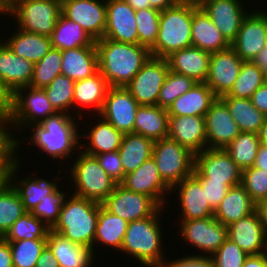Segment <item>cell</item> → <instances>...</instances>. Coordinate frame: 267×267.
<instances>
[{"label": "cell", "mask_w": 267, "mask_h": 267, "mask_svg": "<svg viewBox=\"0 0 267 267\" xmlns=\"http://www.w3.org/2000/svg\"><path fill=\"white\" fill-rule=\"evenodd\" d=\"M255 203L250 195L241 186L231 187L219 206L214 211V218L224 226H229L235 221L253 213Z\"/></svg>", "instance_id": "cell-34"}, {"label": "cell", "mask_w": 267, "mask_h": 267, "mask_svg": "<svg viewBox=\"0 0 267 267\" xmlns=\"http://www.w3.org/2000/svg\"><path fill=\"white\" fill-rule=\"evenodd\" d=\"M61 6H63L65 3L73 1V0H56Z\"/></svg>", "instance_id": "cell-71"}, {"label": "cell", "mask_w": 267, "mask_h": 267, "mask_svg": "<svg viewBox=\"0 0 267 267\" xmlns=\"http://www.w3.org/2000/svg\"><path fill=\"white\" fill-rule=\"evenodd\" d=\"M109 87L110 86L108 85L106 79L99 71L91 77L76 81L74 87L73 107L80 110L77 111L78 113L74 115V117H81L79 119L83 120V112L81 113L80 111L83 108L85 109V107H91V111L94 108V112H97L99 115L103 108Z\"/></svg>", "instance_id": "cell-31"}, {"label": "cell", "mask_w": 267, "mask_h": 267, "mask_svg": "<svg viewBox=\"0 0 267 267\" xmlns=\"http://www.w3.org/2000/svg\"><path fill=\"white\" fill-rule=\"evenodd\" d=\"M177 259H164L160 267H215L211 255L194 254Z\"/></svg>", "instance_id": "cell-56"}, {"label": "cell", "mask_w": 267, "mask_h": 267, "mask_svg": "<svg viewBox=\"0 0 267 267\" xmlns=\"http://www.w3.org/2000/svg\"><path fill=\"white\" fill-rule=\"evenodd\" d=\"M75 120L73 113L72 115L56 113L39 124L30 125L29 130L31 128L32 133L29 135L28 144L35 145L39 151L41 150L40 152H45L51 159H59L62 163L63 160L68 161V158L77 155L81 147L80 123Z\"/></svg>", "instance_id": "cell-2"}, {"label": "cell", "mask_w": 267, "mask_h": 267, "mask_svg": "<svg viewBox=\"0 0 267 267\" xmlns=\"http://www.w3.org/2000/svg\"><path fill=\"white\" fill-rule=\"evenodd\" d=\"M139 104L126 87H109L99 113L123 134L134 133V122Z\"/></svg>", "instance_id": "cell-14"}, {"label": "cell", "mask_w": 267, "mask_h": 267, "mask_svg": "<svg viewBox=\"0 0 267 267\" xmlns=\"http://www.w3.org/2000/svg\"><path fill=\"white\" fill-rule=\"evenodd\" d=\"M76 156L68 170L73 179V188L75 186L72 194L102 204L113 192L117 182L104 171L95 156L82 150Z\"/></svg>", "instance_id": "cell-6"}, {"label": "cell", "mask_w": 267, "mask_h": 267, "mask_svg": "<svg viewBox=\"0 0 267 267\" xmlns=\"http://www.w3.org/2000/svg\"><path fill=\"white\" fill-rule=\"evenodd\" d=\"M8 5H10L14 0H4Z\"/></svg>", "instance_id": "cell-74"}, {"label": "cell", "mask_w": 267, "mask_h": 267, "mask_svg": "<svg viewBox=\"0 0 267 267\" xmlns=\"http://www.w3.org/2000/svg\"><path fill=\"white\" fill-rule=\"evenodd\" d=\"M154 141L136 133H126L118 150L125 174L137 170L152 157Z\"/></svg>", "instance_id": "cell-38"}, {"label": "cell", "mask_w": 267, "mask_h": 267, "mask_svg": "<svg viewBox=\"0 0 267 267\" xmlns=\"http://www.w3.org/2000/svg\"><path fill=\"white\" fill-rule=\"evenodd\" d=\"M243 61L234 49L211 53L205 83L217 97L226 95L237 80Z\"/></svg>", "instance_id": "cell-18"}, {"label": "cell", "mask_w": 267, "mask_h": 267, "mask_svg": "<svg viewBox=\"0 0 267 267\" xmlns=\"http://www.w3.org/2000/svg\"><path fill=\"white\" fill-rule=\"evenodd\" d=\"M34 71V63L14 54L0 40V79L13 93L16 89L29 86Z\"/></svg>", "instance_id": "cell-28"}, {"label": "cell", "mask_w": 267, "mask_h": 267, "mask_svg": "<svg viewBox=\"0 0 267 267\" xmlns=\"http://www.w3.org/2000/svg\"><path fill=\"white\" fill-rule=\"evenodd\" d=\"M47 245L52 250L59 267H91L96 254L91 248L73 243L61 234L50 230Z\"/></svg>", "instance_id": "cell-30"}, {"label": "cell", "mask_w": 267, "mask_h": 267, "mask_svg": "<svg viewBox=\"0 0 267 267\" xmlns=\"http://www.w3.org/2000/svg\"><path fill=\"white\" fill-rule=\"evenodd\" d=\"M152 158L170 188L193 174L195 154L170 138L154 141Z\"/></svg>", "instance_id": "cell-9"}, {"label": "cell", "mask_w": 267, "mask_h": 267, "mask_svg": "<svg viewBox=\"0 0 267 267\" xmlns=\"http://www.w3.org/2000/svg\"><path fill=\"white\" fill-rule=\"evenodd\" d=\"M169 115L158 105H139L134 122V133L153 141L168 138Z\"/></svg>", "instance_id": "cell-35"}, {"label": "cell", "mask_w": 267, "mask_h": 267, "mask_svg": "<svg viewBox=\"0 0 267 267\" xmlns=\"http://www.w3.org/2000/svg\"><path fill=\"white\" fill-rule=\"evenodd\" d=\"M168 138L197 154L207 149L205 117L169 116Z\"/></svg>", "instance_id": "cell-23"}, {"label": "cell", "mask_w": 267, "mask_h": 267, "mask_svg": "<svg viewBox=\"0 0 267 267\" xmlns=\"http://www.w3.org/2000/svg\"><path fill=\"white\" fill-rule=\"evenodd\" d=\"M160 13L161 11L152 7L138 10L135 13L139 45L149 50L155 45L157 40Z\"/></svg>", "instance_id": "cell-49"}, {"label": "cell", "mask_w": 267, "mask_h": 267, "mask_svg": "<svg viewBox=\"0 0 267 267\" xmlns=\"http://www.w3.org/2000/svg\"><path fill=\"white\" fill-rule=\"evenodd\" d=\"M135 11L150 8L149 0H125Z\"/></svg>", "instance_id": "cell-67"}, {"label": "cell", "mask_w": 267, "mask_h": 267, "mask_svg": "<svg viewBox=\"0 0 267 267\" xmlns=\"http://www.w3.org/2000/svg\"><path fill=\"white\" fill-rule=\"evenodd\" d=\"M264 83L267 85V71L264 72Z\"/></svg>", "instance_id": "cell-72"}, {"label": "cell", "mask_w": 267, "mask_h": 267, "mask_svg": "<svg viewBox=\"0 0 267 267\" xmlns=\"http://www.w3.org/2000/svg\"><path fill=\"white\" fill-rule=\"evenodd\" d=\"M264 84V72L252 61H243L237 80L231 90L221 97L251 99L253 93Z\"/></svg>", "instance_id": "cell-42"}, {"label": "cell", "mask_w": 267, "mask_h": 267, "mask_svg": "<svg viewBox=\"0 0 267 267\" xmlns=\"http://www.w3.org/2000/svg\"><path fill=\"white\" fill-rule=\"evenodd\" d=\"M70 195H68L69 199L65 200L58 220L51 230L93 251L101 204L74 194Z\"/></svg>", "instance_id": "cell-4"}, {"label": "cell", "mask_w": 267, "mask_h": 267, "mask_svg": "<svg viewBox=\"0 0 267 267\" xmlns=\"http://www.w3.org/2000/svg\"><path fill=\"white\" fill-rule=\"evenodd\" d=\"M265 38H266V45H267V29H266V37Z\"/></svg>", "instance_id": "cell-75"}, {"label": "cell", "mask_w": 267, "mask_h": 267, "mask_svg": "<svg viewBox=\"0 0 267 267\" xmlns=\"http://www.w3.org/2000/svg\"><path fill=\"white\" fill-rule=\"evenodd\" d=\"M15 30L12 37L4 40V43L17 56L28 59L35 64L53 48L48 36L26 32L19 28Z\"/></svg>", "instance_id": "cell-36"}, {"label": "cell", "mask_w": 267, "mask_h": 267, "mask_svg": "<svg viewBox=\"0 0 267 267\" xmlns=\"http://www.w3.org/2000/svg\"><path fill=\"white\" fill-rule=\"evenodd\" d=\"M163 209L160 207L152 216L128 223L120 251L132 255L144 267H160L167 259L164 257L163 228L160 225Z\"/></svg>", "instance_id": "cell-3"}, {"label": "cell", "mask_w": 267, "mask_h": 267, "mask_svg": "<svg viewBox=\"0 0 267 267\" xmlns=\"http://www.w3.org/2000/svg\"><path fill=\"white\" fill-rule=\"evenodd\" d=\"M52 47L61 51L77 47H96L95 41L84 29L60 14L55 29L50 36Z\"/></svg>", "instance_id": "cell-39"}, {"label": "cell", "mask_w": 267, "mask_h": 267, "mask_svg": "<svg viewBox=\"0 0 267 267\" xmlns=\"http://www.w3.org/2000/svg\"><path fill=\"white\" fill-rule=\"evenodd\" d=\"M242 0H201L198 5L220 30L231 45L238 34L241 23L248 14ZM245 7V8H244Z\"/></svg>", "instance_id": "cell-16"}, {"label": "cell", "mask_w": 267, "mask_h": 267, "mask_svg": "<svg viewBox=\"0 0 267 267\" xmlns=\"http://www.w3.org/2000/svg\"><path fill=\"white\" fill-rule=\"evenodd\" d=\"M102 205L128 223L152 216L160 206L149 196L133 192L117 183Z\"/></svg>", "instance_id": "cell-13"}, {"label": "cell", "mask_w": 267, "mask_h": 267, "mask_svg": "<svg viewBox=\"0 0 267 267\" xmlns=\"http://www.w3.org/2000/svg\"><path fill=\"white\" fill-rule=\"evenodd\" d=\"M254 166L267 171V147H264L261 144L256 155Z\"/></svg>", "instance_id": "cell-64"}, {"label": "cell", "mask_w": 267, "mask_h": 267, "mask_svg": "<svg viewBox=\"0 0 267 267\" xmlns=\"http://www.w3.org/2000/svg\"><path fill=\"white\" fill-rule=\"evenodd\" d=\"M0 267H13L12 252L9 242L0 237Z\"/></svg>", "instance_id": "cell-60"}, {"label": "cell", "mask_w": 267, "mask_h": 267, "mask_svg": "<svg viewBox=\"0 0 267 267\" xmlns=\"http://www.w3.org/2000/svg\"><path fill=\"white\" fill-rule=\"evenodd\" d=\"M95 157L100 166L114 181L121 183L124 180L126 174L118 151L101 153L95 155Z\"/></svg>", "instance_id": "cell-53"}, {"label": "cell", "mask_w": 267, "mask_h": 267, "mask_svg": "<svg viewBox=\"0 0 267 267\" xmlns=\"http://www.w3.org/2000/svg\"><path fill=\"white\" fill-rule=\"evenodd\" d=\"M16 159L15 153H0V172H11Z\"/></svg>", "instance_id": "cell-62"}, {"label": "cell", "mask_w": 267, "mask_h": 267, "mask_svg": "<svg viewBox=\"0 0 267 267\" xmlns=\"http://www.w3.org/2000/svg\"><path fill=\"white\" fill-rule=\"evenodd\" d=\"M9 126L8 117L0 115V153H15L20 149V143H24V140H19L14 133L11 134Z\"/></svg>", "instance_id": "cell-55"}, {"label": "cell", "mask_w": 267, "mask_h": 267, "mask_svg": "<svg viewBox=\"0 0 267 267\" xmlns=\"http://www.w3.org/2000/svg\"><path fill=\"white\" fill-rule=\"evenodd\" d=\"M211 53L191 46L171 53L165 59L170 71L205 82Z\"/></svg>", "instance_id": "cell-26"}, {"label": "cell", "mask_w": 267, "mask_h": 267, "mask_svg": "<svg viewBox=\"0 0 267 267\" xmlns=\"http://www.w3.org/2000/svg\"><path fill=\"white\" fill-rule=\"evenodd\" d=\"M62 54L61 50L52 48L39 62L34 64L31 87L44 88L56 76L61 75Z\"/></svg>", "instance_id": "cell-46"}, {"label": "cell", "mask_w": 267, "mask_h": 267, "mask_svg": "<svg viewBox=\"0 0 267 267\" xmlns=\"http://www.w3.org/2000/svg\"><path fill=\"white\" fill-rule=\"evenodd\" d=\"M65 191L59 187L46 199L42 200L31 212L33 216L44 222L50 229L56 224L61 208L64 206L66 198Z\"/></svg>", "instance_id": "cell-50"}, {"label": "cell", "mask_w": 267, "mask_h": 267, "mask_svg": "<svg viewBox=\"0 0 267 267\" xmlns=\"http://www.w3.org/2000/svg\"><path fill=\"white\" fill-rule=\"evenodd\" d=\"M193 2L180 0L160 13L159 31L152 57L165 59L171 53L192 46Z\"/></svg>", "instance_id": "cell-5"}, {"label": "cell", "mask_w": 267, "mask_h": 267, "mask_svg": "<svg viewBox=\"0 0 267 267\" xmlns=\"http://www.w3.org/2000/svg\"><path fill=\"white\" fill-rule=\"evenodd\" d=\"M179 225V236L189 245H193V248L201 250V255H213L228 238V227L214 216L180 220Z\"/></svg>", "instance_id": "cell-10"}, {"label": "cell", "mask_w": 267, "mask_h": 267, "mask_svg": "<svg viewBox=\"0 0 267 267\" xmlns=\"http://www.w3.org/2000/svg\"><path fill=\"white\" fill-rule=\"evenodd\" d=\"M168 72L166 59L151 56L126 88L139 105H157Z\"/></svg>", "instance_id": "cell-12"}, {"label": "cell", "mask_w": 267, "mask_h": 267, "mask_svg": "<svg viewBox=\"0 0 267 267\" xmlns=\"http://www.w3.org/2000/svg\"><path fill=\"white\" fill-rule=\"evenodd\" d=\"M128 227V222L109 212L102 204L99 208V215L96 225V232L93 244V254L98 242L104 246H111L120 252L124 236Z\"/></svg>", "instance_id": "cell-37"}, {"label": "cell", "mask_w": 267, "mask_h": 267, "mask_svg": "<svg viewBox=\"0 0 267 267\" xmlns=\"http://www.w3.org/2000/svg\"><path fill=\"white\" fill-rule=\"evenodd\" d=\"M15 154L17 159L11 168L10 183L20 195L25 211L32 212L36 205L58 188V181H55L57 177H53L54 181H50L45 178H40L39 176L34 179V177H31L32 175H28L25 177L21 176L20 178L22 179L16 180L18 177L15 175H18L20 172L21 161L17 151H15Z\"/></svg>", "instance_id": "cell-25"}, {"label": "cell", "mask_w": 267, "mask_h": 267, "mask_svg": "<svg viewBox=\"0 0 267 267\" xmlns=\"http://www.w3.org/2000/svg\"><path fill=\"white\" fill-rule=\"evenodd\" d=\"M193 175L225 182L231 188L241 184L242 169L224 149L207 148L195 154Z\"/></svg>", "instance_id": "cell-11"}, {"label": "cell", "mask_w": 267, "mask_h": 267, "mask_svg": "<svg viewBox=\"0 0 267 267\" xmlns=\"http://www.w3.org/2000/svg\"><path fill=\"white\" fill-rule=\"evenodd\" d=\"M9 242L12 252L13 267H36L47 239H23Z\"/></svg>", "instance_id": "cell-47"}, {"label": "cell", "mask_w": 267, "mask_h": 267, "mask_svg": "<svg viewBox=\"0 0 267 267\" xmlns=\"http://www.w3.org/2000/svg\"><path fill=\"white\" fill-rule=\"evenodd\" d=\"M12 93L0 79V115L9 116L11 110Z\"/></svg>", "instance_id": "cell-58"}, {"label": "cell", "mask_w": 267, "mask_h": 267, "mask_svg": "<svg viewBox=\"0 0 267 267\" xmlns=\"http://www.w3.org/2000/svg\"><path fill=\"white\" fill-rule=\"evenodd\" d=\"M10 183V172H0V191Z\"/></svg>", "instance_id": "cell-69"}, {"label": "cell", "mask_w": 267, "mask_h": 267, "mask_svg": "<svg viewBox=\"0 0 267 267\" xmlns=\"http://www.w3.org/2000/svg\"><path fill=\"white\" fill-rule=\"evenodd\" d=\"M196 83L190 77L169 70L160 90L157 105L168 109L174 100L189 91Z\"/></svg>", "instance_id": "cell-48"}, {"label": "cell", "mask_w": 267, "mask_h": 267, "mask_svg": "<svg viewBox=\"0 0 267 267\" xmlns=\"http://www.w3.org/2000/svg\"><path fill=\"white\" fill-rule=\"evenodd\" d=\"M191 38L192 46L209 53L222 51L231 46L196 2H193Z\"/></svg>", "instance_id": "cell-27"}, {"label": "cell", "mask_w": 267, "mask_h": 267, "mask_svg": "<svg viewBox=\"0 0 267 267\" xmlns=\"http://www.w3.org/2000/svg\"><path fill=\"white\" fill-rule=\"evenodd\" d=\"M121 184L133 192L151 197L160 207L166 208L168 204V196L166 195L171 193V188L160 177L157 165L152 157L146 160L137 170L126 174Z\"/></svg>", "instance_id": "cell-21"}, {"label": "cell", "mask_w": 267, "mask_h": 267, "mask_svg": "<svg viewBox=\"0 0 267 267\" xmlns=\"http://www.w3.org/2000/svg\"><path fill=\"white\" fill-rule=\"evenodd\" d=\"M50 230L44 222L33 216L31 212H26L13 223L3 238L6 241L47 239Z\"/></svg>", "instance_id": "cell-44"}, {"label": "cell", "mask_w": 267, "mask_h": 267, "mask_svg": "<svg viewBox=\"0 0 267 267\" xmlns=\"http://www.w3.org/2000/svg\"><path fill=\"white\" fill-rule=\"evenodd\" d=\"M178 1L180 0H149L151 7L159 11L174 6Z\"/></svg>", "instance_id": "cell-66"}, {"label": "cell", "mask_w": 267, "mask_h": 267, "mask_svg": "<svg viewBox=\"0 0 267 267\" xmlns=\"http://www.w3.org/2000/svg\"><path fill=\"white\" fill-rule=\"evenodd\" d=\"M177 189L178 200L181 205V220H194L213 217L214 210L210 207L205 196V189L200 181L192 174L171 188V193Z\"/></svg>", "instance_id": "cell-24"}, {"label": "cell", "mask_w": 267, "mask_h": 267, "mask_svg": "<svg viewBox=\"0 0 267 267\" xmlns=\"http://www.w3.org/2000/svg\"><path fill=\"white\" fill-rule=\"evenodd\" d=\"M252 10L243 19L231 44L242 61H251L266 46L267 11Z\"/></svg>", "instance_id": "cell-15"}, {"label": "cell", "mask_w": 267, "mask_h": 267, "mask_svg": "<svg viewBox=\"0 0 267 267\" xmlns=\"http://www.w3.org/2000/svg\"><path fill=\"white\" fill-rule=\"evenodd\" d=\"M61 75L74 81L86 79L99 71L96 47H77L61 51Z\"/></svg>", "instance_id": "cell-32"}, {"label": "cell", "mask_w": 267, "mask_h": 267, "mask_svg": "<svg viewBox=\"0 0 267 267\" xmlns=\"http://www.w3.org/2000/svg\"><path fill=\"white\" fill-rule=\"evenodd\" d=\"M255 211L260 221L263 223V226L265 227V230L267 233V200H263V201L256 203Z\"/></svg>", "instance_id": "cell-65"}, {"label": "cell", "mask_w": 267, "mask_h": 267, "mask_svg": "<svg viewBox=\"0 0 267 267\" xmlns=\"http://www.w3.org/2000/svg\"><path fill=\"white\" fill-rule=\"evenodd\" d=\"M229 108L230 114L241 132L258 133L265 115L252 103L251 99L220 97Z\"/></svg>", "instance_id": "cell-40"}, {"label": "cell", "mask_w": 267, "mask_h": 267, "mask_svg": "<svg viewBox=\"0 0 267 267\" xmlns=\"http://www.w3.org/2000/svg\"><path fill=\"white\" fill-rule=\"evenodd\" d=\"M256 204L267 200V171L252 166L242 170L241 184Z\"/></svg>", "instance_id": "cell-51"}, {"label": "cell", "mask_w": 267, "mask_h": 267, "mask_svg": "<svg viewBox=\"0 0 267 267\" xmlns=\"http://www.w3.org/2000/svg\"><path fill=\"white\" fill-rule=\"evenodd\" d=\"M76 81L65 75L56 76L46 87V96L57 113H68L73 111V96ZM71 109V110H70Z\"/></svg>", "instance_id": "cell-43"}, {"label": "cell", "mask_w": 267, "mask_h": 267, "mask_svg": "<svg viewBox=\"0 0 267 267\" xmlns=\"http://www.w3.org/2000/svg\"><path fill=\"white\" fill-rule=\"evenodd\" d=\"M24 213L26 211L20 195L9 183L0 191V237H3Z\"/></svg>", "instance_id": "cell-45"}, {"label": "cell", "mask_w": 267, "mask_h": 267, "mask_svg": "<svg viewBox=\"0 0 267 267\" xmlns=\"http://www.w3.org/2000/svg\"><path fill=\"white\" fill-rule=\"evenodd\" d=\"M61 13L78 23L94 41L104 37L106 0H73L61 6Z\"/></svg>", "instance_id": "cell-17"}, {"label": "cell", "mask_w": 267, "mask_h": 267, "mask_svg": "<svg viewBox=\"0 0 267 267\" xmlns=\"http://www.w3.org/2000/svg\"><path fill=\"white\" fill-rule=\"evenodd\" d=\"M205 124L207 148L225 149L241 132L220 97H217L206 113Z\"/></svg>", "instance_id": "cell-20"}, {"label": "cell", "mask_w": 267, "mask_h": 267, "mask_svg": "<svg viewBox=\"0 0 267 267\" xmlns=\"http://www.w3.org/2000/svg\"><path fill=\"white\" fill-rule=\"evenodd\" d=\"M253 105L267 116V85L264 83L252 95Z\"/></svg>", "instance_id": "cell-57"}, {"label": "cell", "mask_w": 267, "mask_h": 267, "mask_svg": "<svg viewBox=\"0 0 267 267\" xmlns=\"http://www.w3.org/2000/svg\"><path fill=\"white\" fill-rule=\"evenodd\" d=\"M61 14L56 0H14L9 16L15 17L20 30L50 37Z\"/></svg>", "instance_id": "cell-7"}, {"label": "cell", "mask_w": 267, "mask_h": 267, "mask_svg": "<svg viewBox=\"0 0 267 267\" xmlns=\"http://www.w3.org/2000/svg\"><path fill=\"white\" fill-rule=\"evenodd\" d=\"M56 113L44 88L21 87L12 93L11 110L8 116L9 127L13 128L12 132L15 130L21 132L23 128L27 129L32 124H39Z\"/></svg>", "instance_id": "cell-8"}, {"label": "cell", "mask_w": 267, "mask_h": 267, "mask_svg": "<svg viewBox=\"0 0 267 267\" xmlns=\"http://www.w3.org/2000/svg\"><path fill=\"white\" fill-rule=\"evenodd\" d=\"M99 117L96 125L92 123L94 127L92 125V127L89 128L90 130L88 129V133H82V135H80V138L89 139L85 144H80V146H82L80 149H83V152L92 156L118 151L124 136V134L114 128L110 122L106 121L101 116Z\"/></svg>", "instance_id": "cell-33"}, {"label": "cell", "mask_w": 267, "mask_h": 267, "mask_svg": "<svg viewBox=\"0 0 267 267\" xmlns=\"http://www.w3.org/2000/svg\"><path fill=\"white\" fill-rule=\"evenodd\" d=\"M0 14L9 16V5L4 0H0Z\"/></svg>", "instance_id": "cell-70"}, {"label": "cell", "mask_w": 267, "mask_h": 267, "mask_svg": "<svg viewBox=\"0 0 267 267\" xmlns=\"http://www.w3.org/2000/svg\"><path fill=\"white\" fill-rule=\"evenodd\" d=\"M243 267H267V252L259 255H248Z\"/></svg>", "instance_id": "cell-61"}, {"label": "cell", "mask_w": 267, "mask_h": 267, "mask_svg": "<svg viewBox=\"0 0 267 267\" xmlns=\"http://www.w3.org/2000/svg\"><path fill=\"white\" fill-rule=\"evenodd\" d=\"M135 13L125 0H106V27L103 38L139 44Z\"/></svg>", "instance_id": "cell-19"}, {"label": "cell", "mask_w": 267, "mask_h": 267, "mask_svg": "<svg viewBox=\"0 0 267 267\" xmlns=\"http://www.w3.org/2000/svg\"><path fill=\"white\" fill-rule=\"evenodd\" d=\"M247 256V253L227 238L211 258L215 267H243Z\"/></svg>", "instance_id": "cell-52"}, {"label": "cell", "mask_w": 267, "mask_h": 267, "mask_svg": "<svg viewBox=\"0 0 267 267\" xmlns=\"http://www.w3.org/2000/svg\"><path fill=\"white\" fill-rule=\"evenodd\" d=\"M184 1H189V2H196V3H199L201 0H184Z\"/></svg>", "instance_id": "cell-73"}, {"label": "cell", "mask_w": 267, "mask_h": 267, "mask_svg": "<svg viewBox=\"0 0 267 267\" xmlns=\"http://www.w3.org/2000/svg\"><path fill=\"white\" fill-rule=\"evenodd\" d=\"M100 74L110 87H126L150 59V50L139 44L101 38L95 41Z\"/></svg>", "instance_id": "cell-1"}, {"label": "cell", "mask_w": 267, "mask_h": 267, "mask_svg": "<svg viewBox=\"0 0 267 267\" xmlns=\"http://www.w3.org/2000/svg\"><path fill=\"white\" fill-rule=\"evenodd\" d=\"M259 146L260 140L258 134L240 132V134L224 150L243 170L254 166Z\"/></svg>", "instance_id": "cell-41"}, {"label": "cell", "mask_w": 267, "mask_h": 267, "mask_svg": "<svg viewBox=\"0 0 267 267\" xmlns=\"http://www.w3.org/2000/svg\"><path fill=\"white\" fill-rule=\"evenodd\" d=\"M227 227L228 238L248 255L267 252V233L256 211Z\"/></svg>", "instance_id": "cell-22"}, {"label": "cell", "mask_w": 267, "mask_h": 267, "mask_svg": "<svg viewBox=\"0 0 267 267\" xmlns=\"http://www.w3.org/2000/svg\"><path fill=\"white\" fill-rule=\"evenodd\" d=\"M261 71H267V45L251 60Z\"/></svg>", "instance_id": "cell-63"}, {"label": "cell", "mask_w": 267, "mask_h": 267, "mask_svg": "<svg viewBox=\"0 0 267 267\" xmlns=\"http://www.w3.org/2000/svg\"><path fill=\"white\" fill-rule=\"evenodd\" d=\"M216 99L217 96L205 82H197L189 91L173 101L167 109L168 115L205 117Z\"/></svg>", "instance_id": "cell-29"}, {"label": "cell", "mask_w": 267, "mask_h": 267, "mask_svg": "<svg viewBox=\"0 0 267 267\" xmlns=\"http://www.w3.org/2000/svg\"><path fill=\"white\" fill-rule=\"evenodd\" d=\"M257 134L260 140V144L264 147H267V116H265L264 122Z\"/></svg>", "instance_id": "cell-68"}, {"label": "cell", "mask_w": 267, "mask_h": 267, "mask_svg": "<svg viewBox=\"0 0 267 267\" xmlns=\"http://www.w3.org/2000/svg\"><path fill=\"white\" fill-rule=\"evenodd\" d=\"M36 267H59V263L48 245L42 250L37 260Z\"/></svg>", "instance_id": "cell-59"}, {"label": "cell", "mask_w": 267, "mask_h": 267, "mask_svg": "<svg viewBox=\"0 0 267 267\" xmlns=\"http://www.w3.org/2000/svg\"><path fill=\"white\" fill-rule=\"evenodd\" d=\"M205 189L206 200L215 211L230 187L225 182L211 181L209 178H197Z\"/></svg>", "instance_id": "cell-54"}]
</instances>
